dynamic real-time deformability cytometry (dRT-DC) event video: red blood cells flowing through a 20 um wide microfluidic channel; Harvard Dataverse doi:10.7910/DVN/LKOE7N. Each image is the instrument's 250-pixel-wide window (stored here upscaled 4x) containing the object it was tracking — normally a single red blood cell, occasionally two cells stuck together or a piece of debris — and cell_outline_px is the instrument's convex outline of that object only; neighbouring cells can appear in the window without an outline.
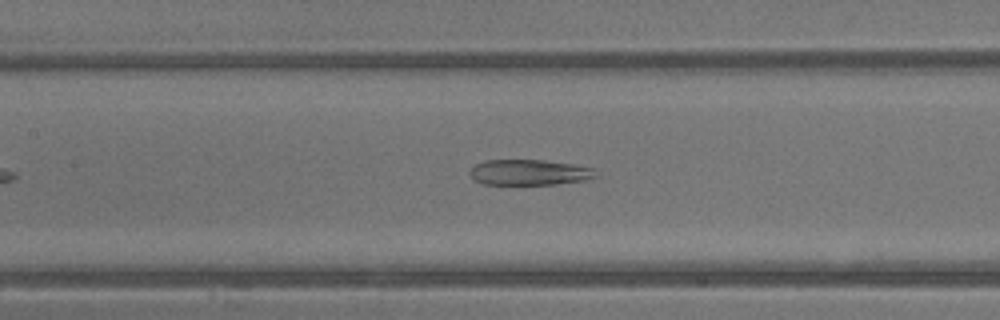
{"species": "common noctule bat (a hibernating species)", "species_latin": "Nyctalus noctula", "temperature_condition": "warm", "stored_images_in_passage": 30, "camera_frame_rate_fps": 3000, "um_per_image_px": 0.085, "animal": {"sex": "male", "body_mass_g": 13.3}, "frame": {"image": 1, "passage_image": 8, "time_ms": 2.333, "image_size_px": [1000, 320], "cell_outline_px": [[600, 176], [584, 180], [556, 184], [484, 184], [476, 180], [468, 172], [476, 164], [484, 160], [544, 160], [576, 164], [596, 168]], "centroid_in_image_um": [45.08, 14.64], "position_along_channel_um": 162.3, "area_um2": 18.96}}
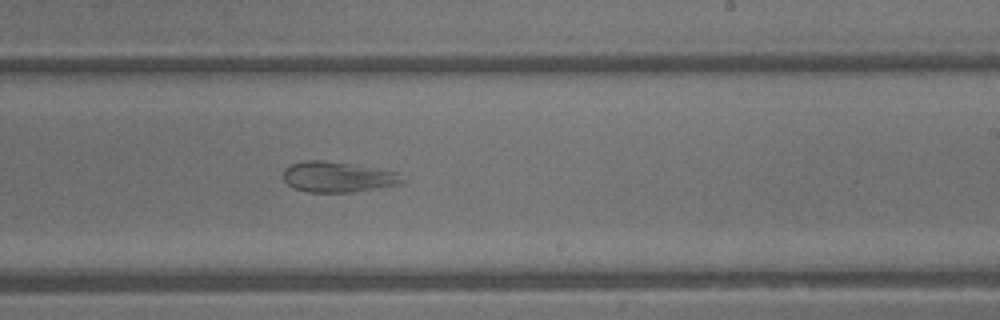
{"frame": {"image": 2, "passage_image": 14, "time_ms": 4.333, "image_size_px": [1000, 320], "cell_outline_px": [[408, 180], [404, 184], [352, 192], [304, 192], [292, 188], [284, 180], [284, 168], [292, 164], [304, 160], [324, 160], [352, 164], [400, 172]], "centroid_in_image_um": [28.78, 15.04], "position_along_channel_um": 260.2, "area_um2": 21.62}}
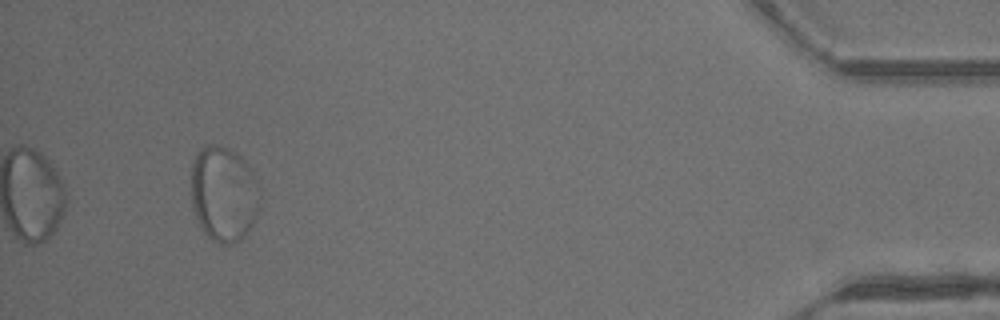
{"frame": {"image": 3, "passage_image": 28, "time_ms": 9.0, "image_size_px": [1000, 320], "cell_outline_px": [[260, 208], [252, 224], [244, 236], [240, 240], [232, 244], [220, 244], [212, 240], [204, 232], [196, 216], [192, 204], [192, 164], [196, 152], [200, 148], [208, 144], [216, 144], [232, 148], [240, 156], [248, 168], [260, 188]], "centroid_in_image_um": [19.02, 16.47], "position_along_channel_um": 416.2, "area_um2": 38.32}}